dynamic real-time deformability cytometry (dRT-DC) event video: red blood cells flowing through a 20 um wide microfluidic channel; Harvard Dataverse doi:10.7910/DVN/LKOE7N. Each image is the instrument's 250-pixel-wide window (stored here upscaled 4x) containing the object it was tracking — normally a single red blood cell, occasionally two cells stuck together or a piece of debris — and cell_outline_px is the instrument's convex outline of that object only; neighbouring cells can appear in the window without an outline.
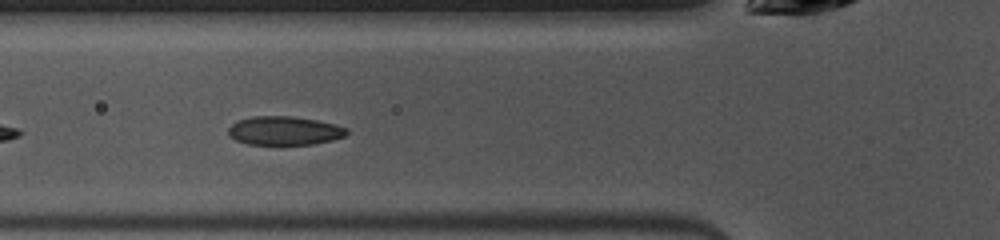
{"species": "common noctule bat (a hibernating species)", "species_latin": "Nyctalus noctula", "temperature_condition": "warm", "stored_images_in_passage": 28, "camera_frame_rate_fps": 3000, "um_per_image_px": 0.085, "animal": {"sex": "female", "body_mass_g": 10.0, "forearm_length_mm": 53.1}, "frame": {"image": 1, "passage_image": 6, "time_ms": 1.667, "image_size_px": [1000, 240], "cell_outline_px": [[348, 132], [344, 136], [332, 140], [312, 144], [248, 144], [236, 140], [228, 136], [228, 128], [236, 120], [252, 116], [292, 116], [316, 120], [336, 124], [348, 128]], "centroid_in_image_um": [24.15, 11.1], "position_along_channel_um": 101.6, "area_um2": 19.88}}
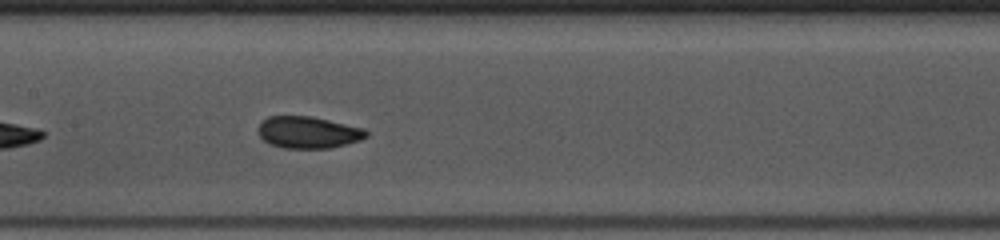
{"frame": {"image": 2, "passage_image": 12, "time_ms": 3.667, "image_size_px": [1000, 240], "cell_outline_px": [[368, 136], [360, 140], [328, 148], [284, 148], [268, 144], [260, 136], [260, 120], [268, 116], [312, 116], [364, 128], [368, 132]], "centroid_in_image_um": [26.19, 11.24], "position_along_channel_um": 181.2, "area_um2": 20.0}}
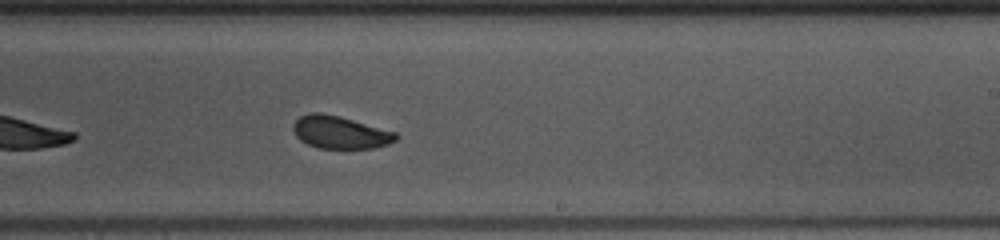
{"frame": {"image": 3, "passage_image": 18, "time_ms": 5.667, "image_size_px": [1000, 240], "cell_outline_px": [[400, 136], [396, 140], [388, 144], [372, 148], [320, 148], [308, 144], [300, 140], [296, 136], [292, 128], [292, 124], [300, 116], [312, 112], [316, 112], [340, 116], [396, 132]], "centroid_in_image_um": [28.91, 11.24], "position_along_channel_um": 260.1, "area_um2": 19.48}, "authors_computed_cell_mechanics": {"area_um2": 20.0566, "velocity_mm_per_s": 3.9733, "shape_relaxation_time_tau1_ms": 2.5234, "shape_relaxation_time_tau2_ms": 1.1503, "deformation_change_tau1": 0.0868, "deformation_change_tau2": 0.0548}}